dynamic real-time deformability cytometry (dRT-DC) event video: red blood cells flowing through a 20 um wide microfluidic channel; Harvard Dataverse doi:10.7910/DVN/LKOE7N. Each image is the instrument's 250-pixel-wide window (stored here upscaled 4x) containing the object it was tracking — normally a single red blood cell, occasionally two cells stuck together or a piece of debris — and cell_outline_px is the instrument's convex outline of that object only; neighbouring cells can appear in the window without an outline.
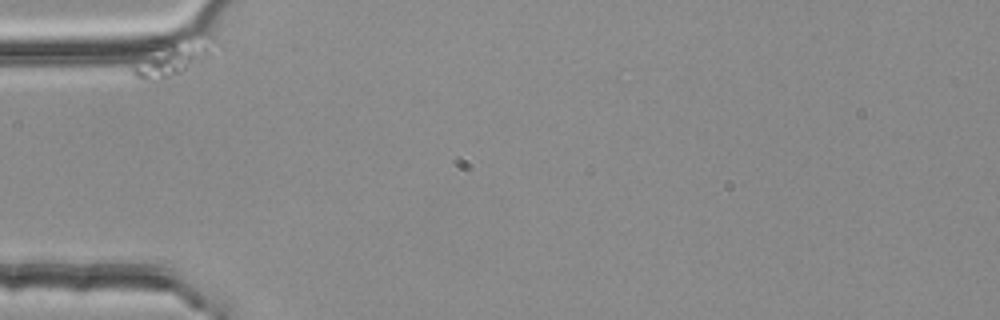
{"species": "common noctule bat (a hibernating species)", "species_latin": "Nyctalus noctula", "temperature_condition": "room temperature", "stored_images_in_passage": 21, "camera_frame_rate_fps": 3000, "um_per_image_px": 0.085, "animal": {"sex": "female", "body_mass_g": 25.1}, "frame": {"image": 1, "passage_image": 1, "time_ms": 0.0, "image_size_px": [1000, 320], "cell_outline_px": [[216, 40], [208, 52], [204, 56], [180, 72], [160, 80], [144, 80], [136, 76], [132, 72], [132, 68], [172, 40], [196, 32], [208, 32]], "centroid_in_image_um": [14.85, 4.82], "position_along_channel_um": 70.2, "area_um2": 15.49}}